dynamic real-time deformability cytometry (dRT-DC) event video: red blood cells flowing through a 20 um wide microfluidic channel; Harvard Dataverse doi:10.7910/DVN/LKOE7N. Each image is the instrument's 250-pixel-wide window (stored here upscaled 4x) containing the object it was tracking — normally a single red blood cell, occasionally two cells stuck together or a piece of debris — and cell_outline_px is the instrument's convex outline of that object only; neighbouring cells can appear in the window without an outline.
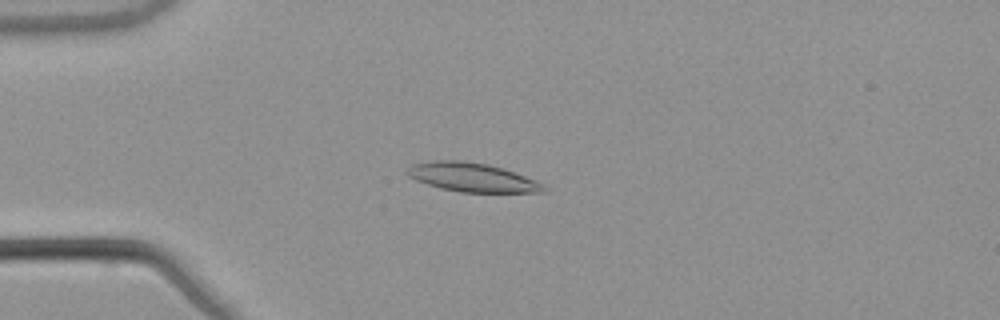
{"species": "common noctule bat (a hibernating species)", "species_latin": "Nyctalus noctula", "temperature_condition": "warm", "stored_images_in_passage": 54, "camera_frame_rate_fps": 3000, "um_per_image_px": 0.085, "animal": {"sex": "male", "body_mass_g": 21.5, "forearm_length_mm": 52.0}, "frame": {"image": 1, "passage_image": 15, "time_ms": 4.667, "image_size_px": [1000, 320], "cell_outline_px": [[548, 192], [460, 192], [440, 188], [416, 180], [408, 176], [408, 168], [412, 164], [432, 160], [460, 160], [488, 164], [536, 180], [548, 188]], "centroid_in_image_um": [40.13, 15.07], "position_along_channel_um": 44.9, "area_um2": 22.77}}
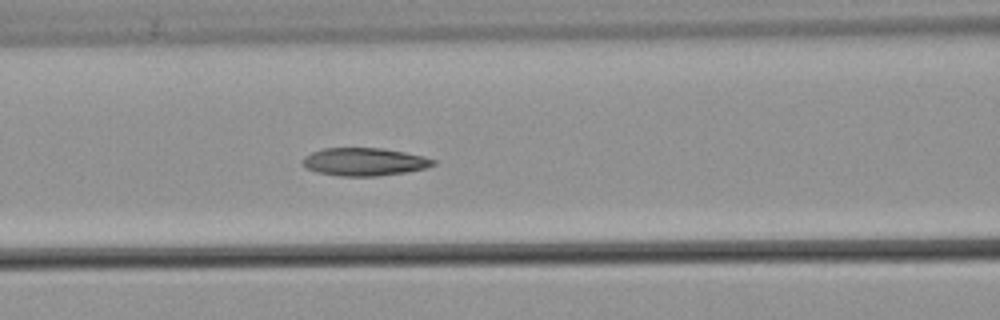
{"frame": {"image": 2, "passage_image": 24, "time_ms": 7.667, "image_size_px": [1000, 320], "cell_outline_px": [[436, 164], [424, 168], [404, 172], [376, 176], [340, 176], [316, 172], [308, 168], [304, 164], [304, 156], [312, 152], [324, 148], [380, 148], [404, 152], [424, 156], [436, 160]], "centroid_in_image_um": [30.98, 13.75], "position_along_channel_um": 135.6, "area_um2": 20.98}}
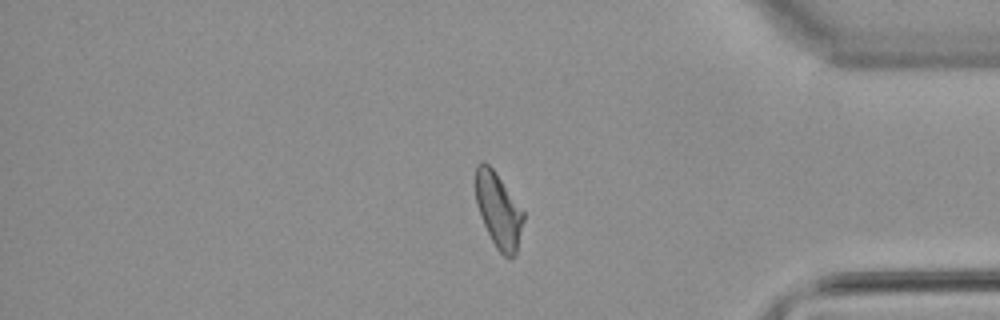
{"frame": {"image": 3, "passage_image": 46, "time_ms": 15.0, "image_size_px": [1000, 320], "cell_outline_px": [[524, 220], [516, 256], [504, 256], [496, 248], [484, 224], [476, 204], [476, 164], [484, 160], [492, 168], [524, 212]], "centroid_in_image_um": [42.37, 17.89], "position_along_channel_um": 392.8, "area_um2": 20.58}, "authors_computed_cell_mechanics": {"area_um2": 21.6172, "velocity_mm_per_s": 3.8267, "shape_relaxation_time_tau1_ms": 5.6721, "shape_relaxation_time_tau2_ms": 2.7617, "deformation_change_tau1": 0.1729, "deformation_change_tau2": 0.0854}}